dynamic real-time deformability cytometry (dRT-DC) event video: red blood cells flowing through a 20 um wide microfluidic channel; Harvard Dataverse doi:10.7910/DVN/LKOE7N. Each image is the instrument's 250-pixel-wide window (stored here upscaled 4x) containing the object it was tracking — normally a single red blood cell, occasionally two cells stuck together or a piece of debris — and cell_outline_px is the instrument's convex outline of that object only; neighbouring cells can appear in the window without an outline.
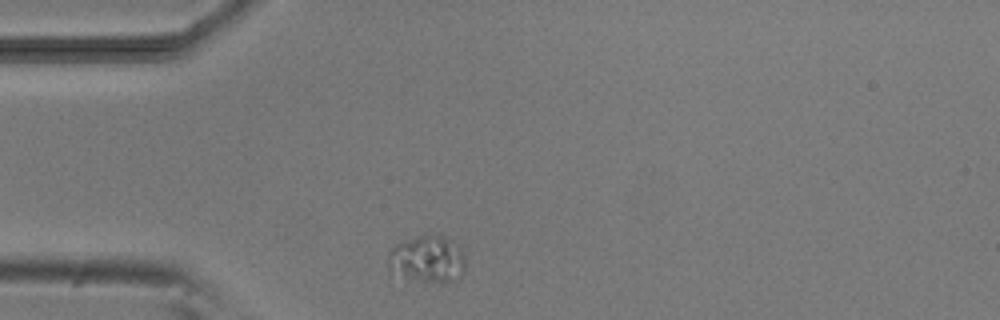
{"species": "common noctule bat (a hibernating species)", "species_latin": "Nyctalus noctula", "temperature_condition": "room temperature", "stored_images_in_passage": 1, "camera_frame_rate_fps": 3000, "um_per_image_px": 0.085, "animal": {"sex": "male", "body_mass_g": 20.5, "forearm_length_mm": 52.5}, "frame": {"image": 1, "passage_image": 1, "time_ms": 0.0, "image_size_px": [1000, 320], "cell_outline_px": [[464, 272], [460, 280], [440, 284], [404, 276], [388, 268], [388, 252], [396, 244], [416, 236], [436, 232], [440, 232], [456, 244], [460, 248], [464, 256]], "centroid_in_image_um": [36.38, 22.0], "position_along_channel_um": 48.6, "area_um2": 21.56}}